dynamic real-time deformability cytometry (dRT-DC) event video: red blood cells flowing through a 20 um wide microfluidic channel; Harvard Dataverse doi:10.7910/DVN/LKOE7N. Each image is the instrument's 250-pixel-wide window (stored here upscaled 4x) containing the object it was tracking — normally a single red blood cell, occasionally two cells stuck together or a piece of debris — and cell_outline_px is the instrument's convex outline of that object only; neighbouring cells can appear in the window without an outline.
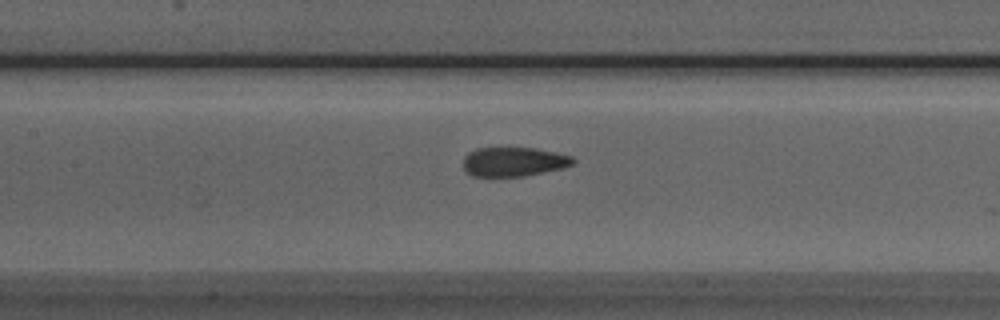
{"species": "Egyptian fruit bat (a non-hibernating species)", "species_latin": "Rousettus aegyptiacus", "temperature_condition": "room temperature", "stored_images_in_passage": 21, "camera_frame_rate_fps": 3000, "um_per_image_px": 0.085, "animal": {"sex": "male"}, "frame": {"image": 1, "passage_image": 17, "time_ms": 5.333, "image_size_px": [1000, 320], "cell_outline_px": [[576, 164], [564, 168], [524, 176], [472, 176], [464, 172], [464, 156], [468, 152], [476, 148], [536, 148], [556, 152], [572, 156], [576, 160]], "centroid_in_image_um": [43.69, 13.75], "position_along_channel_um": 163.7, "area_um2": 18.96}}
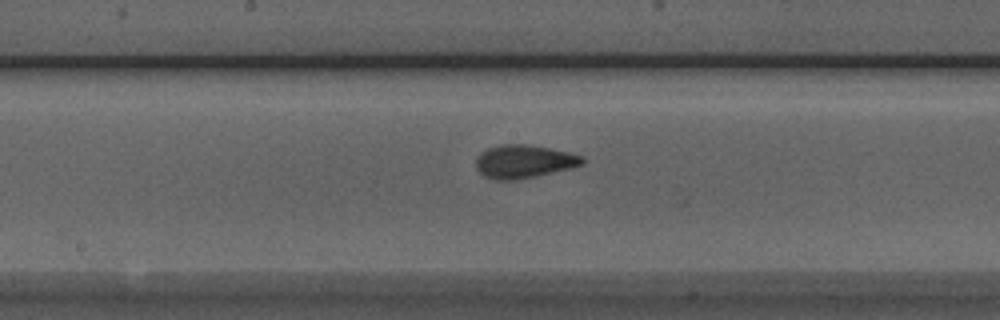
{"frame": {"image": 2, "passage_image": 20, "time_ms": 6.333, "image_size_px": [1000, 320], "cell_outline_px": [[584, 164], [572, 168], [512, 180], [496, 180], [484, 176], [476, 168], [476, 156], [480, 152], [488, 148], [500, 144], [528, 144], [568, 152], [584, 156]], "centroid_in_image_um": [44.51, 13.71], "position_along_channel_um": 203.7, "area_um2": 20.52}}